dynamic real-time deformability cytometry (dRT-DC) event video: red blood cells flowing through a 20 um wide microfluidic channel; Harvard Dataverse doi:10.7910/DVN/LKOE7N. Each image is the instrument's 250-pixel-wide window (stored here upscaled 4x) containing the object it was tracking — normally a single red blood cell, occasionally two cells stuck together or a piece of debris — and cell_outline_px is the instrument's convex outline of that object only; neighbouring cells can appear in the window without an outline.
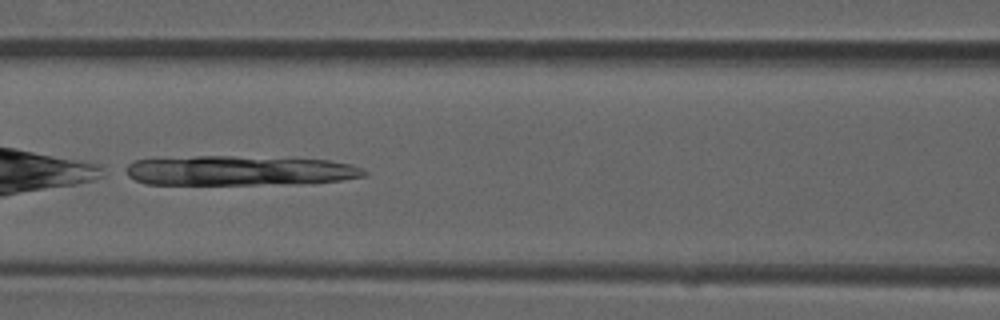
{"species": "common noctule bat (a hibernating species)", "species_latin": "Nyctalus noctula", "temperature_condition": "room temperature", "stored_images_in_passage": 6, "camera_frame_rate_fps": 3000, "um_per_image_px": 0.085, "animal": {"sex": "male", "forearm_length_mm": 52.5}, "frame": {"image": 1, "passage_image": 6, "time_ms": 1.667, "image_size_px": [1000, 320], "cell_outline_px": [[368, 176], [340, 180], [296, 184], [144, 184], [128, 176], [124, 168], [132, 160], [196, 156], [232, 156], [328, 160], [352, 164], [368, 172]], "centroid_in_image_um": [20.34, 14.5], "position_along_channel_um": 146.3, "area_um2": 41.5}}